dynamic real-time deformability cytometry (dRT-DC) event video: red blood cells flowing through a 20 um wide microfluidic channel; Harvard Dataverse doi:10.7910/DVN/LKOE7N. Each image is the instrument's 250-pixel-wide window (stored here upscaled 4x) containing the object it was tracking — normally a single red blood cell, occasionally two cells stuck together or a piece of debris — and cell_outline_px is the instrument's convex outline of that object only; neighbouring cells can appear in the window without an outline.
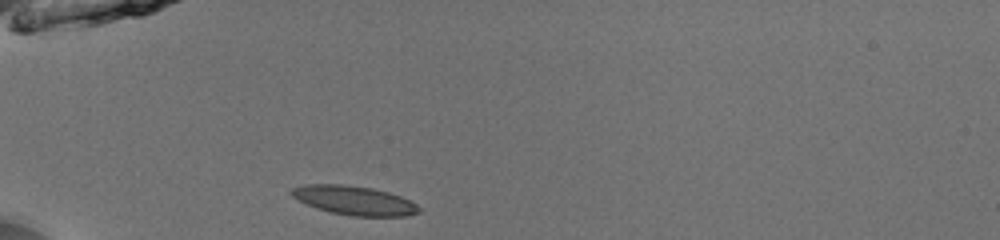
{"species": "common noctule bat (a hibernating species)", "species_latin": "Nyctalus noctula", "temperature_condition": "room temperature", "stored_images_in_passage": 36, "camera_frame_rate_fps": 3000, "um_per_image_px": 0.085, "animal": {"sex": "male", "body_mass_g": 13.0, "forearm_length_mm": 53.1}, "frame": {"image": 1, "passage_image": 1, "time_ms": 0.0, "image_size_px": [1000, 240], "cell_outline_px": [[420, 212], [408, 216], [352, 216], [332, 212], [316, 208], [292, 196], [288, 192], [292, 188], [304, 184], [344, 184], [372, 188], [388, 192], [400, 196], [416, 204], [420, 208]], "centroid_in_image_um": [30.1, 17.03], "position_along_channel_um": 54.9, "area_um2": 21.5}}
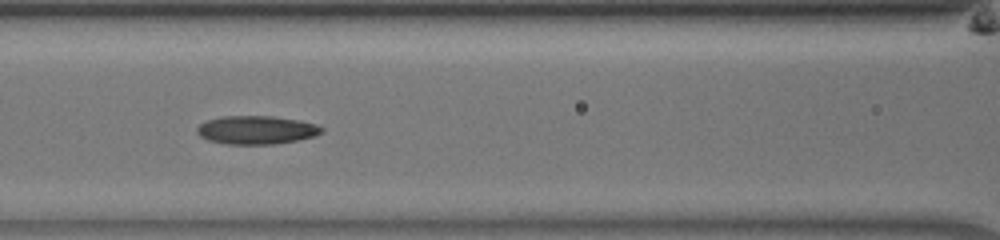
{"frame": {"image": 2, "passage_image": 9, "time_ms": 2.667, "image_size_px": [1000, 240], "cell_outline_px": [[324, 132], [316, 136], [276, 144], [228, 144], [208, 140], [200, 136], [196, 132], [196, 128], [200, 124], [208, 120], [220, 116], [272, 116], [300, 120], [316, 124], [324, 128]], "centroid_in_image_um": [21.82, 11.04], "position_along_channel_um": 144.8, "area_um2": 20.75}}
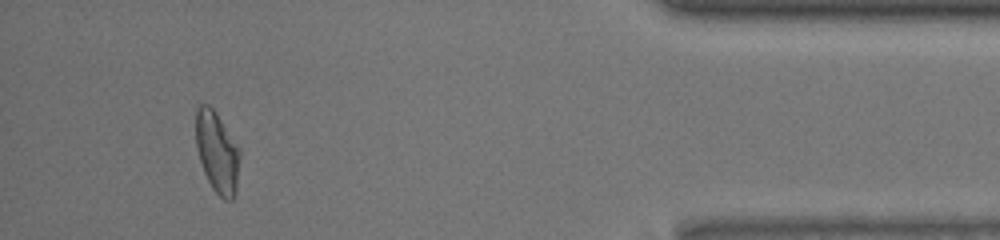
{"frame": {"image": 3, "passage_image": 33, "time_ms": 10.667, "image_size_px": [1000, 240], "cell_outline_px": [[240, 156], [236, 192], [232, 200], [224, 200], [212, 188], [204, 172], [200, 160], [196, 144], [196, 108], [200, 104], [208, 104], [216, 112], [240, 148]], "centroid_in_image_um": [18.47, 12.93], "position_along_channel_um": 416.7, "area_um2": 20.81}, "authors_computed_cell_mechanics": {"area_um2": 20.1433, "velocity_mm_per_s": 3.9575, "shape_relaxation_time_tau1_ms": null, "shape_relaxation_time_tau2_ms": 3.2239, "deformation_change_tau1": null, "deformation_change_tau2": 0.0806}}